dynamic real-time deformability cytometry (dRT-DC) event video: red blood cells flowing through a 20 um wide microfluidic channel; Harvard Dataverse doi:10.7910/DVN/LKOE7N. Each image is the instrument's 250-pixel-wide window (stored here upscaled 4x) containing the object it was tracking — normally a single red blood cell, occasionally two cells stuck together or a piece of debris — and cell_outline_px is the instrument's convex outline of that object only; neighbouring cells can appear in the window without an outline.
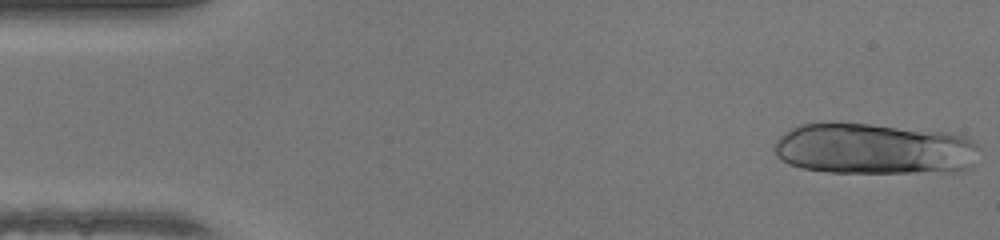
{"species": "human", "species_latin": "Homo sapiens", "temperature_condition": "warm", "stored_images_in_passage": 13, "camera_frame_rate_fps": 3000, "um_per_image_px": 0.085, "donor": {"sex": "female"}, "frame": {"image": 1, "passage_image": 1, "time_ms": 0.0, "image_size_px": [1000, 240], "cell_outline_px": [[980, 148], [972, 168], [964, 172], [828, 172], [804, 168], [788, 164], [780, 160], [776, 156], [772, 144], [780, 136], [792, 128], [800, 124], [868, 124], [952, 132], [964, 136], [972, 140]], "centroid_in_image_um": [74.36, 12.67], "position_along_channel_um": 10.6, "area_um2": 61.56}}